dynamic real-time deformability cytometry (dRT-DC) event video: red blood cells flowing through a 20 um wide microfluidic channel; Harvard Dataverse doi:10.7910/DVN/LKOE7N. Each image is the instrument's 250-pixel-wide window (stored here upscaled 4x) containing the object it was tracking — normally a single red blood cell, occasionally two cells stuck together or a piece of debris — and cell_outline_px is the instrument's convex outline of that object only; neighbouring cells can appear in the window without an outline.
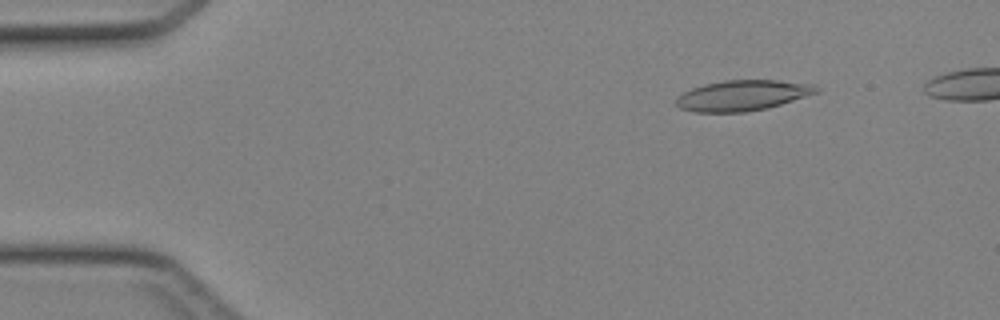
{"species": "Egyptian fruit bat (a non-hibernating species)", "species_latin": "Rousettus aegyptiacus", "temperature_condition": "cold", "stored_images_in_passage": 43, "camera_frame_rate_fps": 3000, "um_per_image_px": 0.085, "animal": {"sex": "female"}, "frame": {"image": 1, "passage_image": 6, "time_ms": 1.667, "image_size_px": [1000, 320], "cell_outline_px": [[820, 92], [768, 108], [744, 112], [696, 112], [680, 108], [676, 104], [676, 96], [692, 88], [704, 84], [724, 80], [776, 80], [816, 84], [820, 88]], "centroid_in_image_um": [63.15, 8.1], "position_along_channel_um": 21.9, "area_um2": 25.09}}
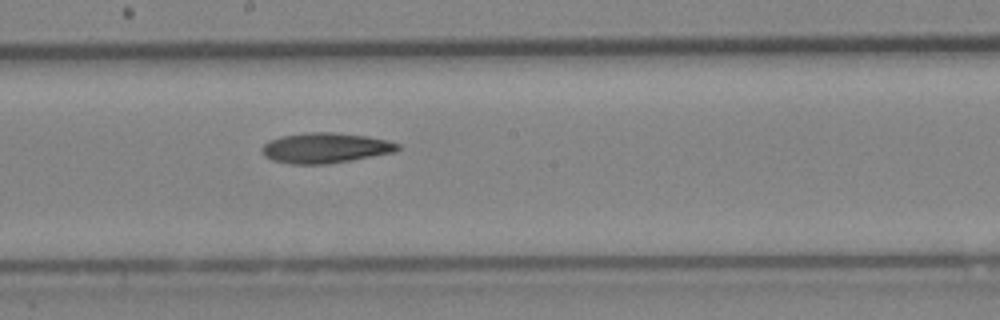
{"frame": {"image": 2, "passage_image": 25, "time_ms": 8.0, "image_size_px": [1000, 320], "cell_outline_px": [[400, 148], [396, 152], [328, 164], [292, 164], [272, 160], [264, 156], [260, 148], [268, 140], [280, 136], [304, 132], [332, 132], [368, 136], [388, 140], [400, 144]], "centroid_in_image_um": [27.64, 12.57], "position_along_channel_um": 220.6, "area_um2": 24.22}}
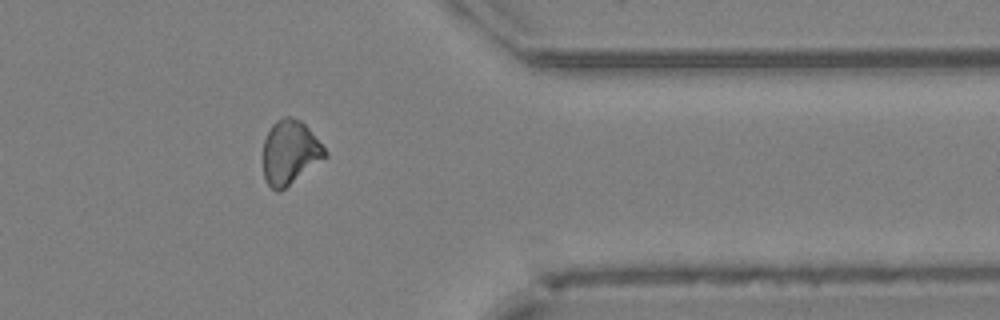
{"frame": {"image": 3, "passage_image": 37, "time_ms": 12.0, "image_size_px": [1000, 320], "cell_outline_px": [[328, 156], [280, 192], [276, 192], [268, 184], [264, 176], [264, 140], [272, 124], [276, 120], [288, 116], [292, 116], [300, 120], [308, 128], [328, 152]], "centroid_in_image_um": [24.66, 12.96], "position_along_channel_um": 386.7, "area_um2": 23.0}}